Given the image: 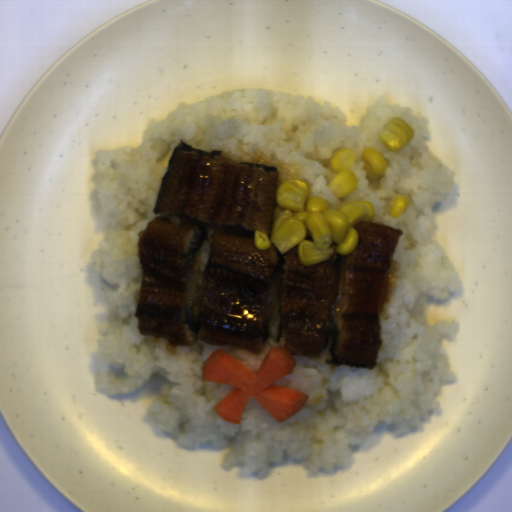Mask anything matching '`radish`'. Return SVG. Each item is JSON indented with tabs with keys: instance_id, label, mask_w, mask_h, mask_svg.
<instances>
[{
	"instance_id": "radish-1",
	"label": "radish",
	"mask_w": 512,
	"mask_h": 512,
	"mask_svg": "<svg viewBox=\"0 0 512 512\" xmlns=\"http://www.w3.org/2000/svg\"><path fill=\"white\" fill-rule=\"evenodd\" d=\"M298 361L295 355L271 346L257 373L223 349L214 350L202 367L201 382L235 387L213 406L224 422L240 424L251 398L276 422H284L300 412L309 394L282 385H272L292 374Z\"/></svg>"
}]
</instances>
